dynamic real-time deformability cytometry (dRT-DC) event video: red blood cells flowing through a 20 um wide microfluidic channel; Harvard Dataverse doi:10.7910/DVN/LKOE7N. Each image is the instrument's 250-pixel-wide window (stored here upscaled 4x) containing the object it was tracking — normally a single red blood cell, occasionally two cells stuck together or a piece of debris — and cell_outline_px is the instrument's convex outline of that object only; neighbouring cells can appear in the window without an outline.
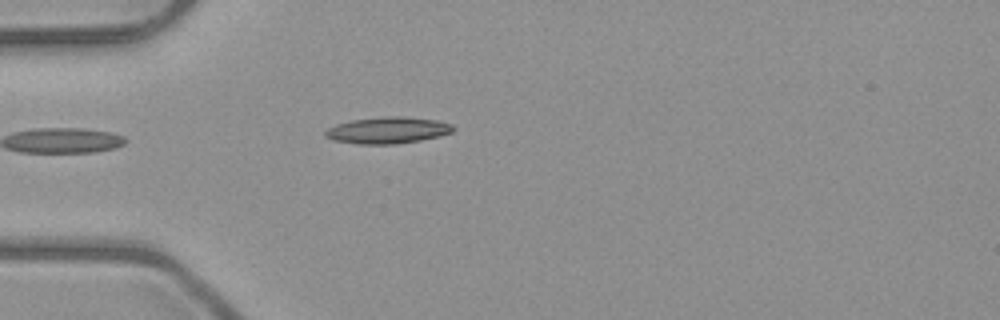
{"species": "common noctule bat (a hibernating species)", "species_latin": "Nyctalus noctula", "temperature_condition": "room temperature", "stored_images_in_passage": 1, "camera_frame_rate_fps": 3000, "um_per_image_px": 0.085, "animal": {"sex": "male", "body_mass_g": 23.1, "forearm_length_mm": 52.7}, "frame": {"image": 1, "passage_image": 1, "time_ms": 0.0, "image_size_px": [1000, 320], "cell_outline_px": [[456, 128], [452, 132], [440, 136], [420, 140], [392, 144], [360, 144], [336, 140], [324, 136], [324, 132], [328, 128], [336, 124], [352, 120], [384, 116], [404, 116], [436, 120], [452, 124]], "centroid_in_image_um": [32.98, 11.06], "position_along_channel_um": 52.0, "area_um2": 19.71}}